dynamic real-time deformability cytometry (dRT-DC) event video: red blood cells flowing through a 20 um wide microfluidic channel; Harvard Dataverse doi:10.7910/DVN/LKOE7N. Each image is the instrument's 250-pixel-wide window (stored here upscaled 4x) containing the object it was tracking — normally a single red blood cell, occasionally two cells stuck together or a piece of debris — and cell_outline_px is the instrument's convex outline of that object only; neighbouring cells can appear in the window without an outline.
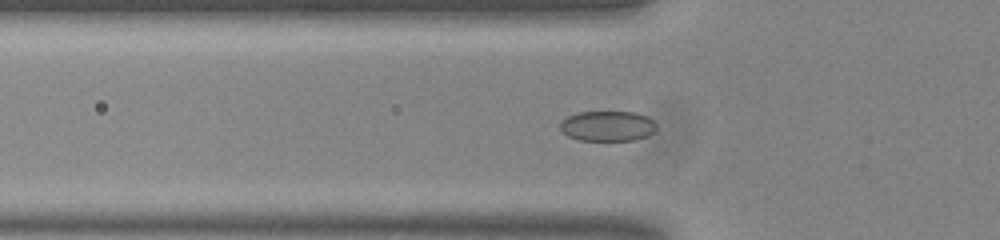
{"species": "common noctule bat (a hibernating species)", "species_latin": "Nyctalus noctula", "temperature_condition": "room temperature", "stored_images_in_passage": 55, "camera_frame_rate_fps": 3000, "um_per_image_px": 0.085, "animal": {"sex": "male", "body_mass_g": 20.0, "forearm_length_mm": 53.3}, "frame": {"image": 1, "passage_image": 18, "time_ms": 5.667, "image_size_px": [1000, 240], "cell_outline_px": [[656, 128], [648, 136], [636, 140], [580, 140], [568, 136], [560, 128], [560, 124], [568, 116], [576, 112], [636, 112], [648, 116], [656, 124]], "centroid_in_image_um": [51.67, 10.71], "position_along_channel_um": 74.1, "area_um2": 16.94}}
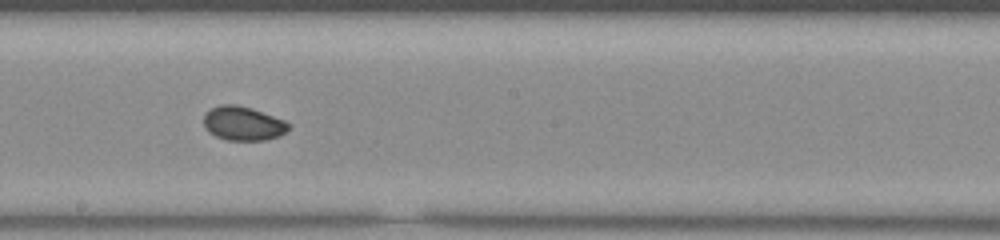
{"frame": {"image": 2, "passage_image": 30, "time_ms": 9.667, "image_size_px": [1000, 240], "cell_outline_px": [[288, 128], [280, 136], [264, 140], [228, 140], [216, 136], [208, 132], [204, 128], [204, 112], [220, 104], [236, 104], [252, 108], [284, 120], [288, 124]], "centroid_in_image_um": [20.61, 10.48], "position_along_channel_um": 227.6, "area_um2": 16.82}}
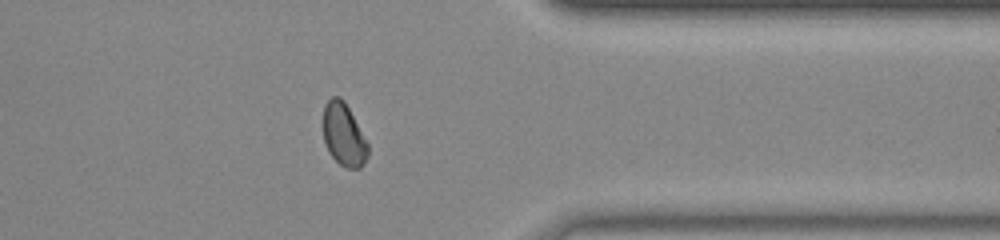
{"frame": {"image": 3, "passage_image": 43, "time_ms": 14.0, "image_size_px": [1000, 240], "cell_outline_px": [[368, 156], [364, 164], [360, 168], [348, 168], [340, 164], [328, 152], [324, 140], [324, 104], [332, 96], [340, 96], [344, 100], [368, 144]], "centroid_in_image_um": [29.22, 11.45], "position_along_channel_um": 382.2, "area_um2": 16.18}, "authors_computed_cell_mechanics": {"area_um2": 16.762, "velocity_mm_per_s": 3.8209, "shape_relaxation_time_tau1_ms": 3.8646, "shape_relaxation_time_tau2_ms": 1.5286, "deformation_change_tau1": 0.0881, "deformation_change_tau2": 0.0385}}